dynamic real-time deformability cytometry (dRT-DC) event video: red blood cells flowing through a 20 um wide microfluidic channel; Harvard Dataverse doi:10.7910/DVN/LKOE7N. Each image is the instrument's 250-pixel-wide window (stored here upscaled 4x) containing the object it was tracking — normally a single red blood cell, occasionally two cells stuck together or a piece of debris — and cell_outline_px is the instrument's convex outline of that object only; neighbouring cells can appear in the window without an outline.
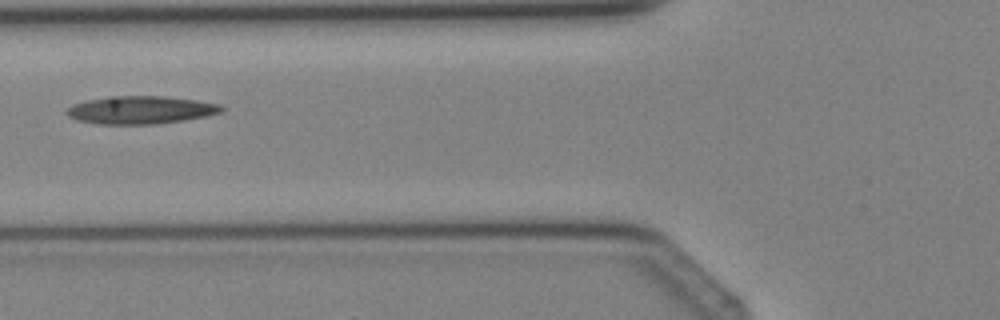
{"species": "Egyptian fruit bat (a non-hibernating species)", "species_latin": "Rousettus aegyptiacus", "temperature_condition": "cold", "stored_images_in_passage": 2, "camera_frame_rate_fps": 3000, "um_per_image_px": 0.085, "animal": {"sex": "female"}, "frame": {"image": 1, "passage_image": 2, "time_ms": 1.0, "image_size_px": [1000, 320], "cell_outline_px": [[224, 112], [184, 120], [156, 124], [100, 124], [76, 120], [68, 116], [64, 112], [72, 104], [88, 100], [108, 96], [168, 96], [196, 100], [220, 104], [224, 108]], "centroid_in_image_um": [11.95, 9.34], "position_along_channel_um": 113.8, "area_um2": 25.26}}